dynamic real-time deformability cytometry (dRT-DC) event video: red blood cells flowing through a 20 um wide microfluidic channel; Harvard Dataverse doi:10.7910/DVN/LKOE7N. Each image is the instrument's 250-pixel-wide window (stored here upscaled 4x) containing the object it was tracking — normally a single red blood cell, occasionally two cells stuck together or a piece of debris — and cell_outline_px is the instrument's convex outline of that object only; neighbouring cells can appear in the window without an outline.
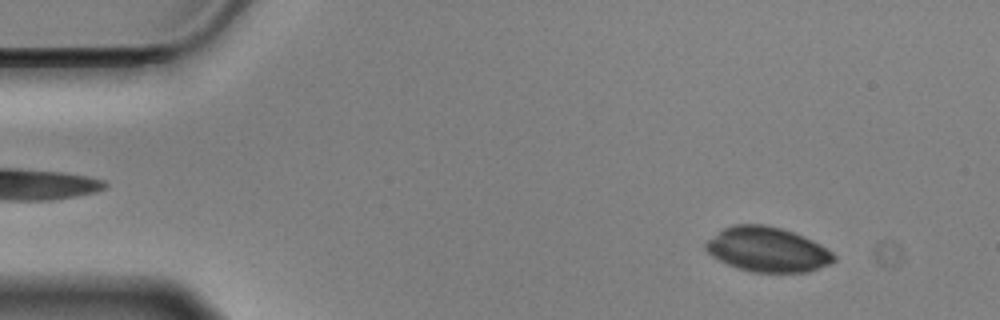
{"species": "Egyptian fruit bat (a non-hibernating species)", "species_latin": "Rousettus aegyptiacus", "temperature_condition": "cold", "stored_images_in_passage": 50, "camera_frame_rate_fps": 3000, "um_per_image_px": 0.085, "animal": {"sex": "male"}, "frame": {"image": 1, "passage_image": 6, "time_ms": 1.667, "image_size_px": [1000, 320], "cell_outline_px": [[836, 260], [828, 264], [808, 272], [752, 272], [728, 264], [712, 256], [704, 248], [704, 244], [708, 240], [724, 228], [732, 224], [760, 224], [780, 228], [804, 236], [820, 244], [832, 252], [836, 256]], "centroid_in_image_um": [65.24, 21.2], "position_along_channel_um": 19.8, "area_um2": 33.12}}
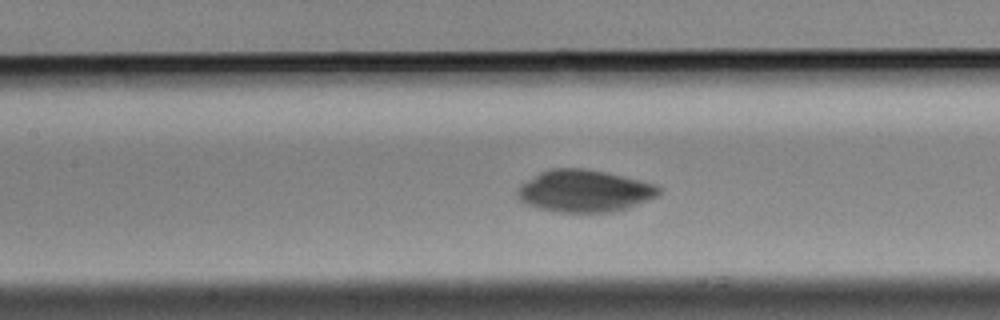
{"frame": {"image": 2, "passage_image": 25, "time_ms": 8.0, "image_size_px": [1000, 320], "cell_outline_px": [[660, 192], [656, 196], [628, 208], [612, 212], [552, 212], [536, 208], [520, 200], [516, 196], [516, 192], [520, 184], [540, 172], [552, 168], [580, 168], [604, 172], [640, 180], [652, 184], [660, 188]], "centroid_in_image_um": [49.61, 16.24], "position_along_channel_um": 157.8, "area_um2": 34.56}}
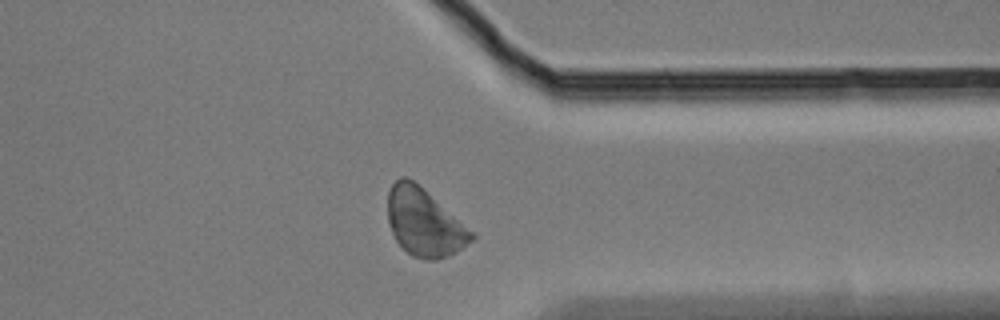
{"frame": {"image": 3, "passage_image": 44, "time_ms": 14.333, "image_size_px": [1000, 320], "cell_outline_px": [[476, 236], [472, 240], [448, 256], [436, 260], [424, 260], [412, 256], [396, 240], [392, 232], [388, 220], [388, 192], [392, 184], [400, 176], [404, 176], [420, 184], [472, 232]], "centroid_in_image_um": [36.02, 18.89], "position_along_channel_um": 375.4, "area_um2": 32.54}}